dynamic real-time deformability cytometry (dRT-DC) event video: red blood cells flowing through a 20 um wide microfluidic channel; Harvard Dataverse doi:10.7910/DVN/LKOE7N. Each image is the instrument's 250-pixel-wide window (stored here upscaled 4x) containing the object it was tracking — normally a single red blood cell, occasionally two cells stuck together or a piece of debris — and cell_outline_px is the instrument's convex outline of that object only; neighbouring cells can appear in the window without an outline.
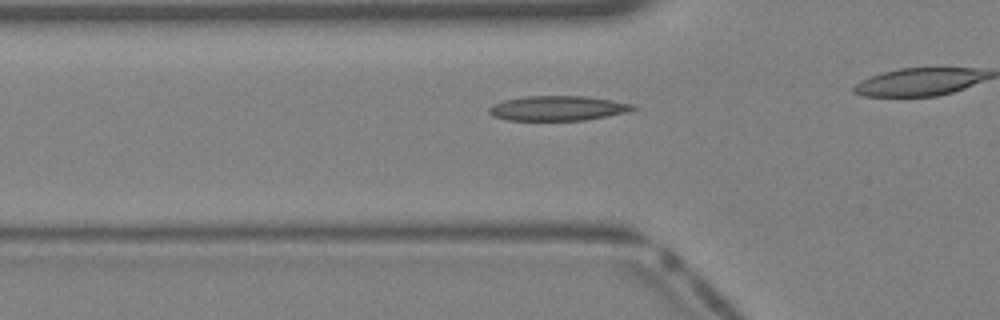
{"species": "Egyptian fruit bat (a non-hibernating species)", "species_latin": "Rousettus aegyptiacus", "temperature_condition": "warm", "stored_images_in_passage": 21, "camera_frame_rate_fps": 3000, "um_per_image_px": 0.085, "animal": {"sex": "female"}, "frame": {"image": 1, "passage_image": 3, "time_ms": 0.667, "image_size_px": [1000, 320], "cell_outline_px": [[640, 108], [628, 112], [608, 116], [584, 120], [508, 120], [492, 116], [488, 112], [488, 108], [492, 104], [504, 100], [524, 96], [588, 96], [636, 104]], "centroid_in_image_um": [47.45, 9.19], "position_along_channel_um": 78.3, "area_um2": 21.1}}
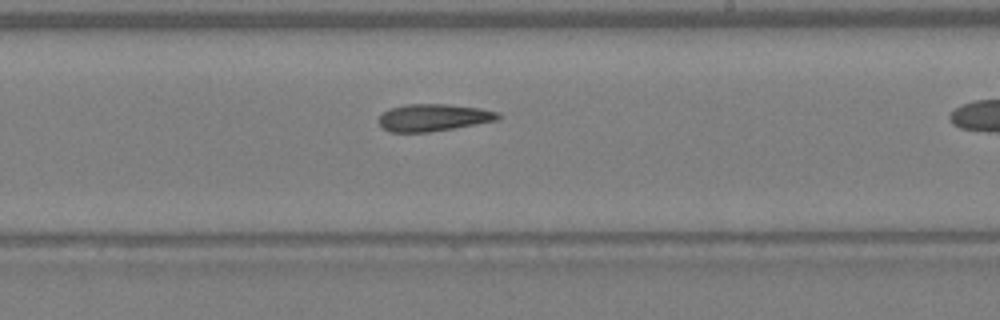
{"frame": {"image": 2, "passage_image": 13, "time_ms": 4.0, "image_size_px": [1000, 320], "cell_outline_px": [[504, 116], [500, 120], [428, 132], [388, 132], [380, 124], [380, 116], [384, 112], [392, 108], [408, 104], [448, 104], [480, 108], [496, 112]], "centroid_in_image_um": [36.89, 9.99], "position_along_channel_um": 252.1, "area_um2": 18.73}}
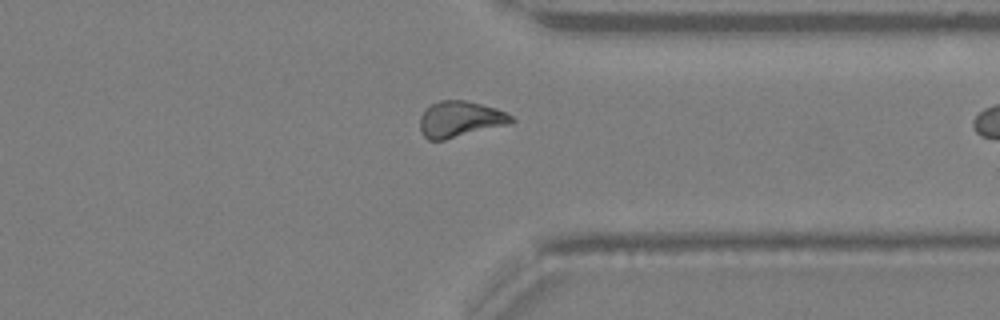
{"frame": {"image": 3, "passage_image": 20, "time_ms": 6.333, "image_size_px": [1000, 320], "cell_outline_px": [[516, 120], [512, 124], [444, 140], [428, 140], [424, 136], [420, 128], [420, 116], [432, 104], [440, 100], [464, 100], [496, 108], [508, 112]], "centroid_in_image_um": [39.16, 10.14], "position_along_channel_um": 372.2, "area_um2": 19.31}}